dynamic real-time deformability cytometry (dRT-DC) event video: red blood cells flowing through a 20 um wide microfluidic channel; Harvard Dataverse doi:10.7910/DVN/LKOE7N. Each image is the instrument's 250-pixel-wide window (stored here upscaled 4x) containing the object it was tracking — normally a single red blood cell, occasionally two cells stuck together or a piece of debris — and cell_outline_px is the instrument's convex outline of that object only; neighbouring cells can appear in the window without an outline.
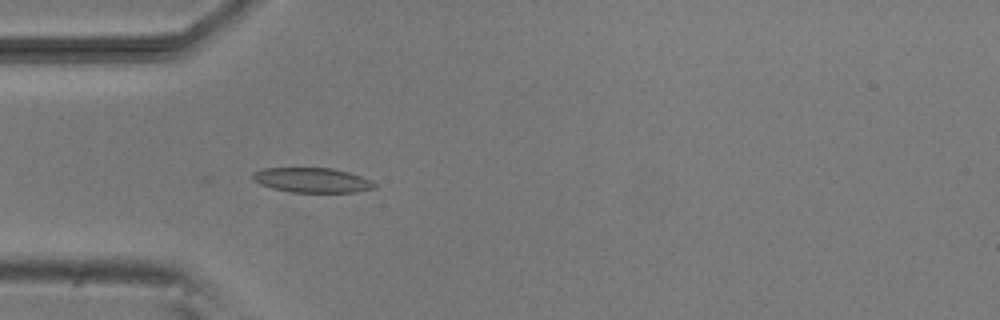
{"species": "common noctule bat (a hibernating species)", "species_latin": "Nyctalus noctula", "temperature_condition": "room temperature", "stored_images_in_passage": 37, "camera_frame_rate_fps": 3000, "um_per_image_px": 0.085, "animal": {"sex": "male", "body_mass_g": 20.5, "forearm_length_mm": 52.5}, "frame": {"image": 1, "passage_image": 1, "time_ms": 0.0, "image_size_px": [1000, 320], "cell_outline_px": [[376, 188], [356, 192], [292, 192], [272, 188], [260, 184], [252, 180], [252, 172], [264, 168], [332, 168], [348, 172], [372, 180], [376, 184]], "centroid_in_image_um": [26.52, 15.31], "position_along_channel_um": 58.5, "area_um2": 17.63}}
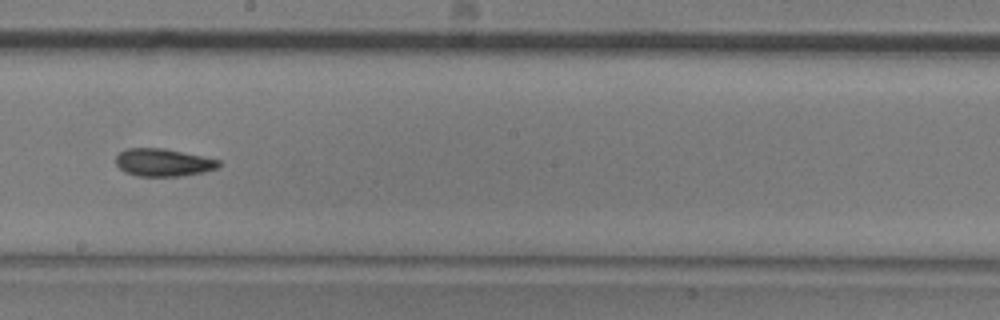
{"frame": {"image": 2, "passage_image": 15, "time_ms": 4.667, "image_size_px": [1000, 320], "cell_outline_px": [[220, 164], [216, 168], [204, 172], [180, 176], [136, 176], [124, 172], [116, 164], [116, 156], [124, 148], [164, 148], [220, 160]], "centroid_in_image_um": [13.84, 13.81], "position_along_channel_um": 234.4, "area_um2": 16.59}}
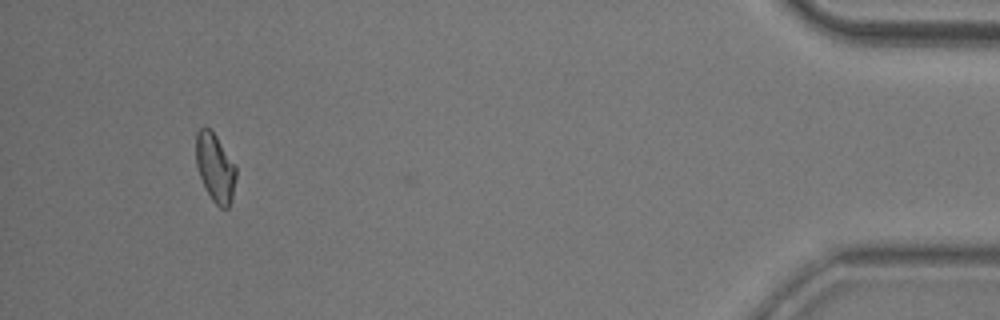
{"frame": {"image": 3, "passage_image": 35, "time_ms": 11.333, "image_size_px": [1000, 320], "cell_outline_px": [[236, 176], [232, 200], [228, 208], [220, 208], [212, 200], [200, 176], [196, 164], [196, 132], [200, 128], [208, 128], [216, 136], [236, 164]], "centroid_in_image_um": [18.31, 14.26], "position_along_channel_um": 416.9, "area_um2": 15.9}, "authors_computed_cell_mechanics": {"area_um2": 16.5886, "velocity_mm_per_s": 3.8038, "shape_relaxation_time_tau1_ms": 5.5691, "shape_relaxation_time_tau2_ms": 4.5675, "deformation_change_tau1": 0.136, "deformation_change_tau2": 0.1059}}